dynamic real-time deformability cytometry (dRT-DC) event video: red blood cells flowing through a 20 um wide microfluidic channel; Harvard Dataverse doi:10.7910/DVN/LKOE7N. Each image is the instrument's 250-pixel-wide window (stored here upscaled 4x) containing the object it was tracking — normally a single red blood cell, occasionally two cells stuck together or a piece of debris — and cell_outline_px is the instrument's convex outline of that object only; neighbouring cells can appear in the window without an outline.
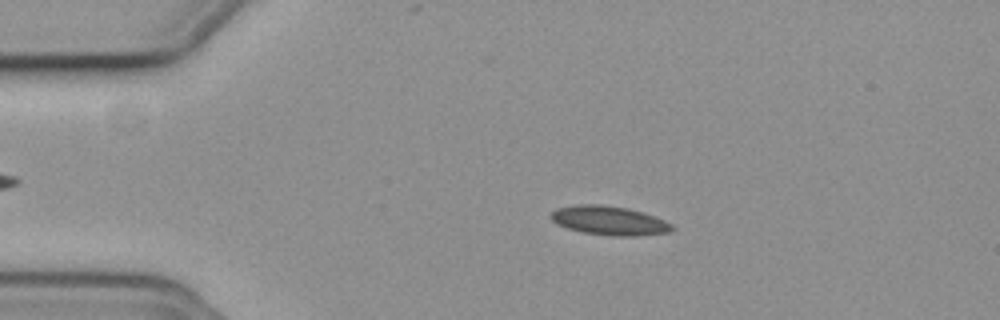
{"species": "common noctule bat (a hibernating species)", "species_latin": "Nyctalus noctula", "temperature_condition": "cold", "stored_images_in_passage": 46, "camera_frame_rate_fps": 3000, "um_per_image_px": 0.085, "animal": {"sex": "female", "body_mass_g": 19.3, "forearm_length_mm": 54.1}, "frame": {"image": 1, "passage_image": 2, "time_ms": 0.333, "image_size_px": [1000, 320], "cell_outline_px": [[676, 228], [672, 232], [640, 236], [608, 236], [580, 232], [556, 224], [552, 220], [552, 212], [556, 208], [580, 204], [596, 204], [628, 208], [664, 220], [672, 224]], "centroid_in_image_um": [51.81, 18.77], "position_along_channel_um": 33.2, "area_um2": 20.58}}
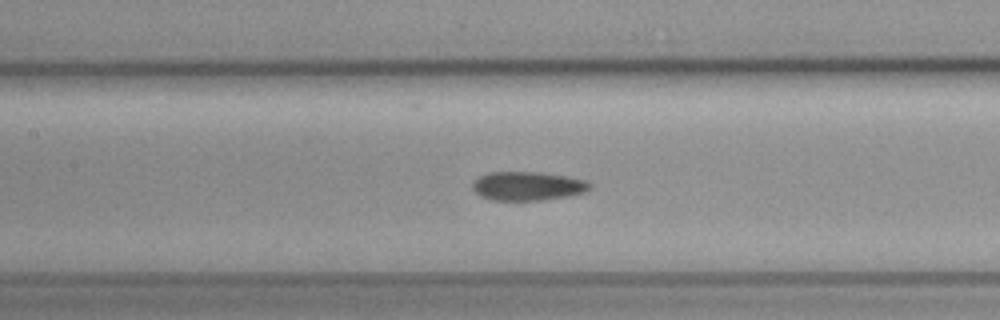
{"frame": {"image": 2, "passage_image": 16, "time_ms": 5.0, "image_size_px": [1000, 320], "cell_outline_px": [[592, 188], [584, 192], [568, 196], [540, 200], [492, 200], [480, 196], [472, 188], [472, 184], [480, 176], [488, 172], [536, 172], [568, 176], [588, 180], [592, 184]], "centroid_in_image_um": [44.89, 15.81], "position_along_channel_um": 162.5, "area_um2": 19.77}}
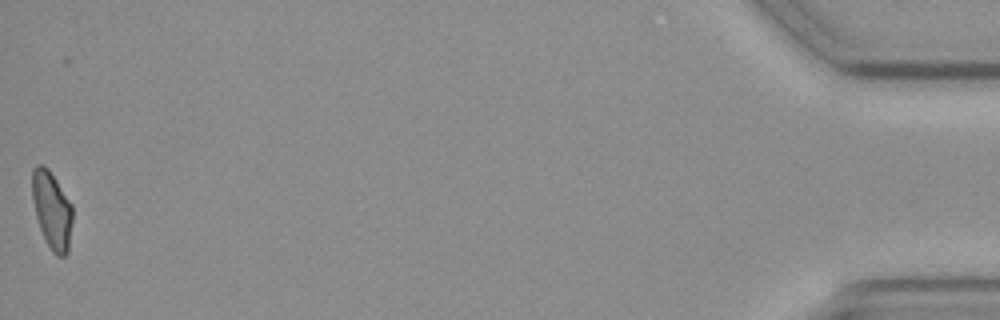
{"frame": {"image": 3, "passage_image": 46, "time_ms": 15.0, "image_size_px": [1000, 320], "cell_outline_px": [[72, 220], [68, 252], [64, 256], [56, 256], [52, 252], [44, 240], [36, 216], [32, 200], [32, 168], [36, 164], [44, 164], [48, 168], [72, 204]], "centroid_in_image_um": [4.4, 17.85], "position_along_channel_um": 430.8, "area_um2": 18.38}}